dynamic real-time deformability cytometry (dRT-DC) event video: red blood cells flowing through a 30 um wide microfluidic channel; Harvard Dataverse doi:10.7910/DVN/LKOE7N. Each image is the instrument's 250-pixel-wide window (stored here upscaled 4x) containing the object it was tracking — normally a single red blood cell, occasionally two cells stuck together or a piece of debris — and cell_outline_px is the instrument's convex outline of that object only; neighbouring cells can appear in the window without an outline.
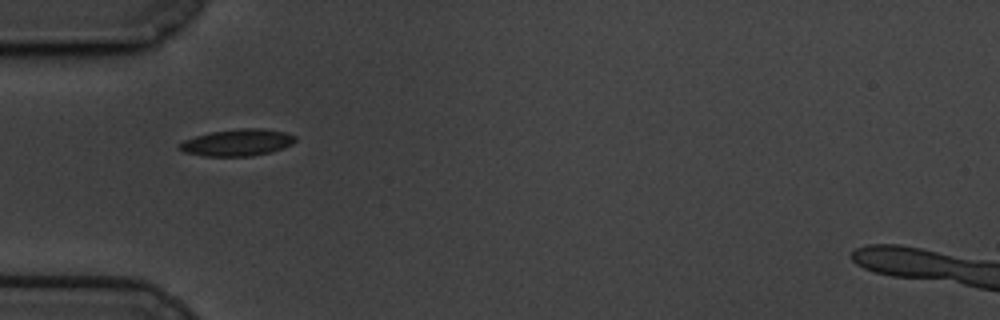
{"species": "common noctule bat (a hibernating species)", "species_latin": "Nyctalus noctula", "temperature_condition": "cold", "stored_images_in_passage": 39, "camera_frame_rate_fps": 3000, "um_per_image_px": 0.085, "animal": {"sex": "male", "body_mass_g": 19.5, "forearm_length_mm": 54.6}, "frame": {"image": 1, "passage_image": 1, "time_ms": 0.0, "image_size_px": [1000, 320], "cell_outline_px": [[296, 140], [292, 144], [284, 148], [272, 152], [252, 156], [204, 156], [184, 152], [176, 144], [184, 140], [208, 132], [240, 128], [260, 128], [284, 132], [296, 136]], "centroid_in_image_um": [20.17, 12.11], "position_along_channel_um": 64.8, "area_um2": 18.21}}
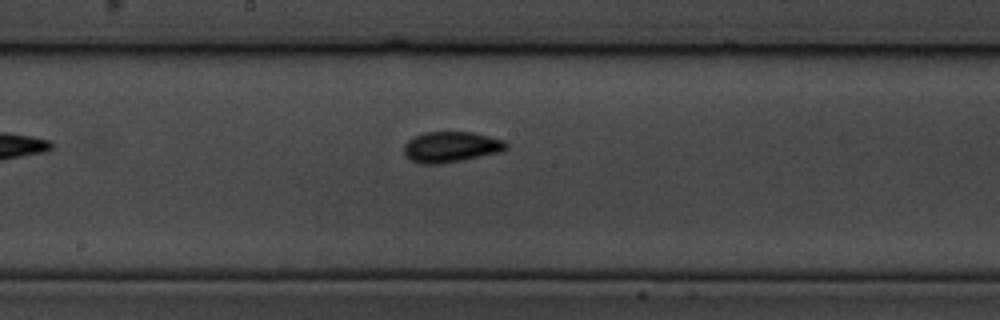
{"frame": {"image": 2, "passage_image": 14, "time_ms": 4.333, "image_size_px": [1000, 320], "cell_outline_px": [[508, 148], [500, 152], [440, 164], [420, 164], [412, 160], [404, 152], [404, 144], [408, 140], [424, 132], [472, 132], [504, 140], [508, 144]], "centroid_in_image_um": [38.34, 12.48], "position_along_channel_um": 209.9, "area_um2": 18.09}}
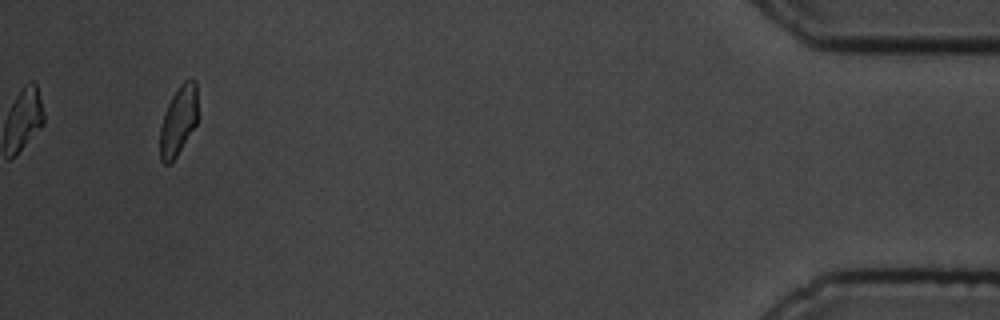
{"frame": {"image": 3, "passage_image": 39, "time_ms": 12.667, "image_size_px": [1000, 320], "cell_outline_px": [[196, 124], [176, 156], [168, 164], [164, 164], [160, 160], [160, 128], [164, 112], [172, 96], [180, 84], [184, 80], [196, 80]], "centroid_in_image_um": [15.14, 10.26], "position_along_channel_um": 420.1, "area_um2": 14.91}, "authors_computed_cell_mechanics": {"area_um2": 16.6464, "velocity_mm_per_s": 3.3784, "shape_relaxation_time_tau1_ms": 3.4029, "shape_relaxation_time_tau2_ms": 2.1959, "deformation_change_tau1": 0.1107, "deformation_change_tau2": 0.0738}}